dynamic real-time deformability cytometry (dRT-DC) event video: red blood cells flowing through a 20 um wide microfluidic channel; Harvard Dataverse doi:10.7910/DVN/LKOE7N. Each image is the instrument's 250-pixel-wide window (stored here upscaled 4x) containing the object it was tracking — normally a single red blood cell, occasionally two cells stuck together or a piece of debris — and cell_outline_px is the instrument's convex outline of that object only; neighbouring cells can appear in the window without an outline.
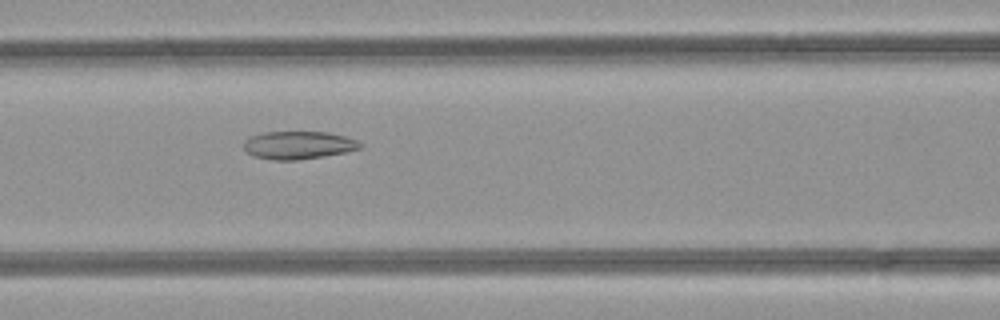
{"species": "common noctule bat (a hibernating species)", "species_latin": "Nyctalus noctula", "temperature_condition": "room temperature", "stored_images_in_passage": 42, "camera_frame_rate_fps": 3000, "um_per_image_px": 0.085, "animal": {"sex": "female", "body_mass_g": 21.9}, "frame": {"image": 1, "passage_image": 14, "time_ms": 4.333, "image_size_px": [1000, 320], "cell_outline_px": [[360, 148], [344, 152], [324, 156], [296, 160], [272, 160], [252, 156], [244, 148], [244, 140], [248, 136], [264, 132], [328, 132], [344, 136], [356, 140], [360, 144]], "centroid_in_image_um": [25.29, 12.33], "position_along_channel_um": 141.3, "area_um2": 18.84}}
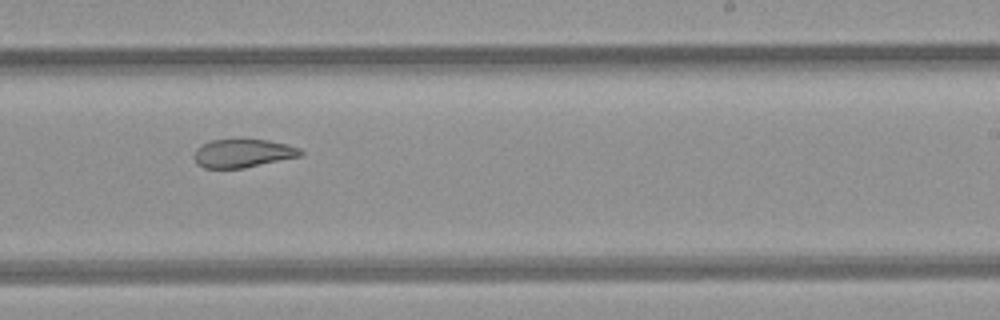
{"frame": {"image": 2, "passage_image": 23, "time_ms": 7.333, "image_size_px": [1000, 320], "cell_outline_px": [[304, 152], [300, 156], [244, 168], [204, 168], [196, 164], [192, 156], [196, 148], [212, 140], [240, 136], [244, 136], [268, 140], [288, 144], [300, 148]], "centroid_in_image_um": [20.62, 12.98], "position_along_channel_um": 268.4, "area_um2": 18.44}}
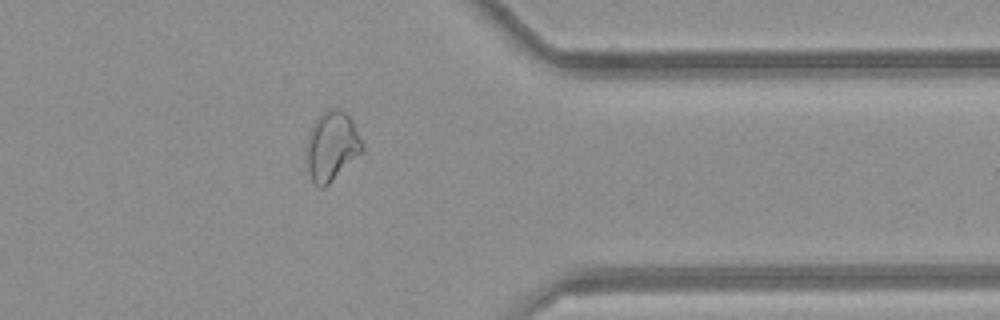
{"frame": {"image": 3, "passage_image": 32, "time_ms": 10.333, "image_size_px": [1000, 320], "cell_outline_px": [[364, 152], [324, 188], [320, 188], [312, 180], [308, 172], [304, 152], [316, 116], [320, 112], [328, 108], [336, 108], [344, 112], [348, 116], [364, 144]], "centroid_in_image_um": [28.19, 12.44], "position_along_channel_um": 383.2, "area_um2": 22.77}, "authors_computed_cell_mechanics": {"area_um2": 21.8195, "velocity_mm_per_s": 4.2456, "shape_relaxation_time_tau1_ms": null, "shape_relaxation_time_tau2_ms": 1.9531, "deformation_change_tau1": null, "deformation_change_tau2": 0.0838}}